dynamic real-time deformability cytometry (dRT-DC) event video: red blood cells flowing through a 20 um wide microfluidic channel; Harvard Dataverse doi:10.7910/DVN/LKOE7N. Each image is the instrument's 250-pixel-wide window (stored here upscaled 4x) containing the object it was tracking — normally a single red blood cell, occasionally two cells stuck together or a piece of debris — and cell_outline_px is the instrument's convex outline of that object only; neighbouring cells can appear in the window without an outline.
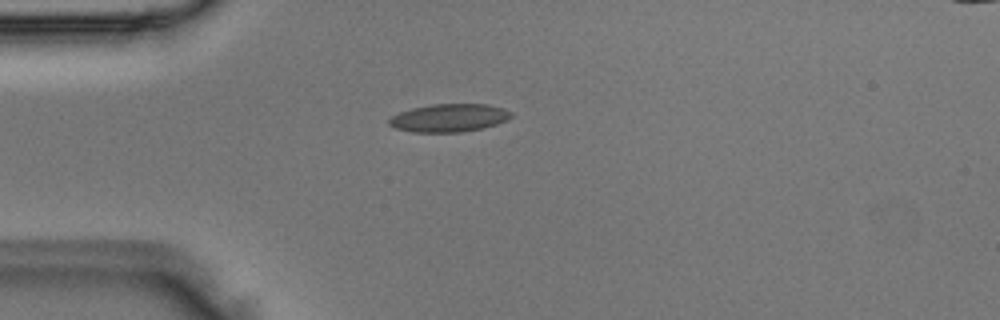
{"species": "Egyptian fruit bat (a non-hibernating species)", "species_latin": "Rousettus aegyptiacus", "temperature_condition": "room temperature", "stored_images_in_passage": 2, "camera_frame_rate_fps": 3000, "um_per_image_px": 0.085, "animal": {"sex": "male"}, "frame": {"image": 1, "passage_image": 1, "time_ms": 0.0, "image_size_px": [1000, 320], "cell_outline_px": [[512, 116], [508, 120], [496, 124], [480, 128], [460, 132], [412, 132], [396, 128], [388, 124], [388, 120], [392, 116], [400, 112], [412, 108], [432, 104], [488, 104], [504, 108], [512, 112]], "centroid_in_image_um": [38.18, 10.01], "position_along_channel_um": 46.8, "area_um2": 19.88}}